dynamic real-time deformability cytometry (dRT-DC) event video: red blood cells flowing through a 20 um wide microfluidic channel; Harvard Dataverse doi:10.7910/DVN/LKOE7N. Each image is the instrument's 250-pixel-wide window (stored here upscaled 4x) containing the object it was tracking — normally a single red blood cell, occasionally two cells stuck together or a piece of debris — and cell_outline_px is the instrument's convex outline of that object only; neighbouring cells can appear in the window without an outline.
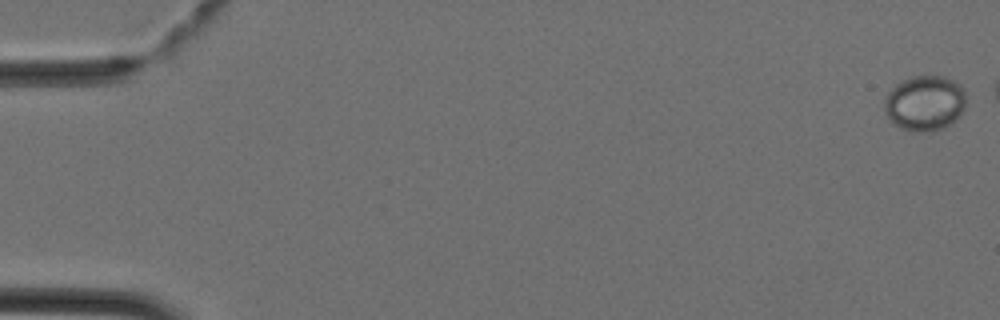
{"species": "Egyptian fruit bat (a non-hibernating species)", "species_latin": "Rousettus aegyptiacus", "temperature_condition": "cold", "stored_images_in_passage": 39, "camera_frame_rate_fps": 3000, "um_per_image_px": 0.085, "animal": {"sex": "female"}, "frame": {"image": 1, "passage_image": 1, "time_ms": 0.0, "image_size_px": [1000, 320], "cell_outline_px": [[964, 108], [948, 124], [932, 132], [912, 132], [900, 128], [892, 124], [884, 112], [884, 96], [896, 84], [912, 76], [944, 76], [960, 84], [964, 88]], "centroid_in_image_um": [78.54, 8.77], "position_along_channel_um": 6.5, "area_um2": 26.3}}
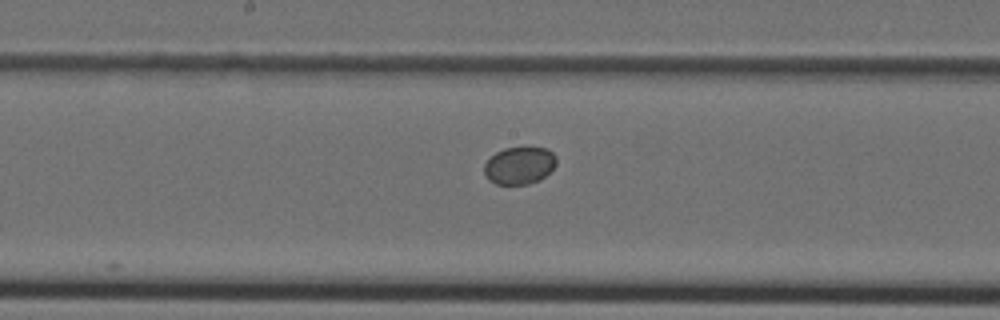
{"frame": {"image": 2, "passage_image": 24, "time_ms": 7.667, "image_size_px": [1000, 320], "cell_outline_px": [[556, 164], [540, 180], [528, 184], [496, 184], [488, 180], [484, 172], [484, 164], [496, 152], [504, 148], [548, 148], [556, 156]], "centroid_in_image_um": [44.14, 14.07], "position_along_channel_um": 204.1, "area_um2": 15.61}}
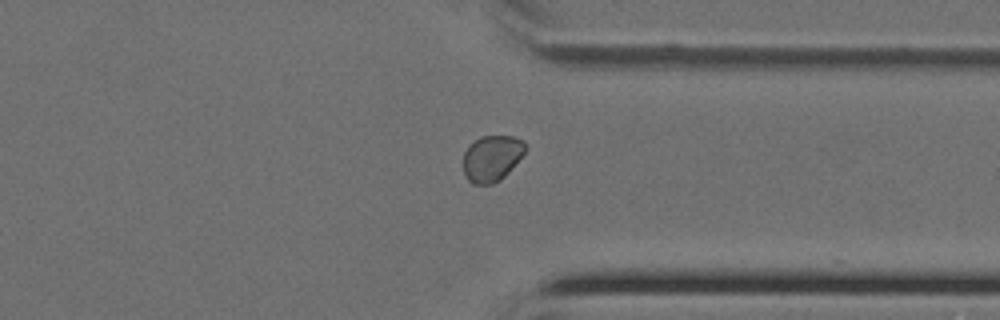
{"frame": {"image": 3, "passage_image": 35, "time_ms": 11.333, "image_size_px": [1000, 320], "cell_outline_px": [[524, 152], [508, 172], [500, 180], [492, 184], [472, 184], [468, 180], [464, 172], [464, 152], [468, 144], [480, 136], [512, 136], [524, 140]], "centroid_in_image_um": [41.77, 13.44], "position_along_channel_um": 369.6, "area_um2": 16.53}}